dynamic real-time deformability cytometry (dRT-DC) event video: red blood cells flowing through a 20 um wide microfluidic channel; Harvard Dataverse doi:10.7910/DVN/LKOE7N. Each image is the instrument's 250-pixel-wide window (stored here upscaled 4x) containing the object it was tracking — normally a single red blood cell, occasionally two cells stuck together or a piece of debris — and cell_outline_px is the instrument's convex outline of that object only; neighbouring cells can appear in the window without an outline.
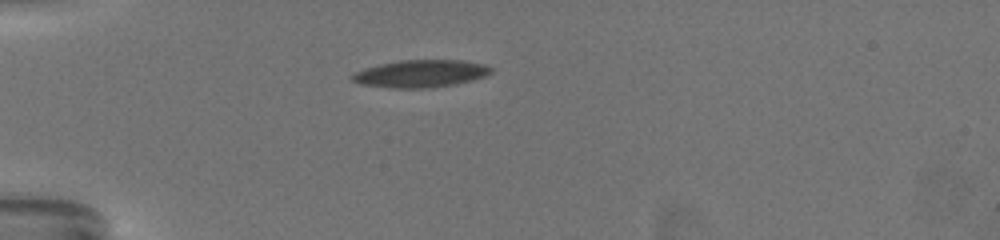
{"species": "common noctule bat (a hibernating species)", "species_latin": "Nyctalus noctula", "temperature_condition": "warm", "stored_images_in_passage": 40, "segment_of_instrument_passage": [1, 2], "camera_frame_rate_fps": 3000, "um_per_image_px": 0.085, "animal": {"sex": "female", "body_mass_g": 19.5, "forearm_length_mm": 54.1}, "frame": {"image": 1, "passage_image": 1, "time_ms": 0.0, "image_size_px": [1000, 240], "cell_outline_px": [[492, 72], [484, 76], [452, 84], [424, 88], [396, 88], [364, 84], [352, 80], [352, 76], [356, 72], [380, 64], [400, 60], [460, 60], [480, 64], [492, 68]], "centroid_in_image_um": [35.75, 6.25], "position_along_channel_um": 49.2, "area_um2": 21.39}}
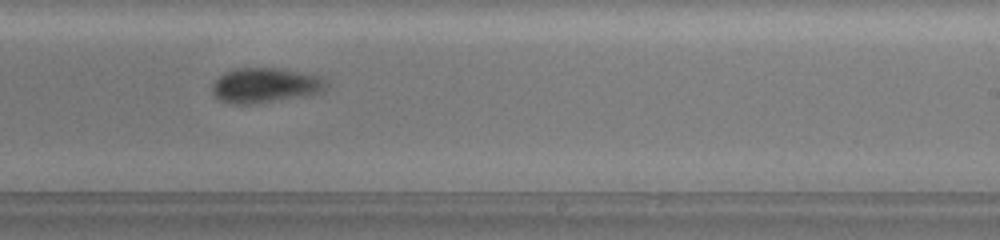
{"frame": {"image": 2, "passage_image": 23, "time_ms": 7.333, "image_size_px": [1000, 240], "cell_outline_px": [[324, 84], [316, 92], [268, 100], [240, 104], [232, 104], [220, 100], [212, 92], [212, 88], [216, 80], [220, 76], [236, 68], [276, 68], [300, 72], [320, 76], [324, 80]], "centroid_in_image_um": [22.42, 7.21], "position_along_channel_um": 266.6, "area_um2": 21.68}}
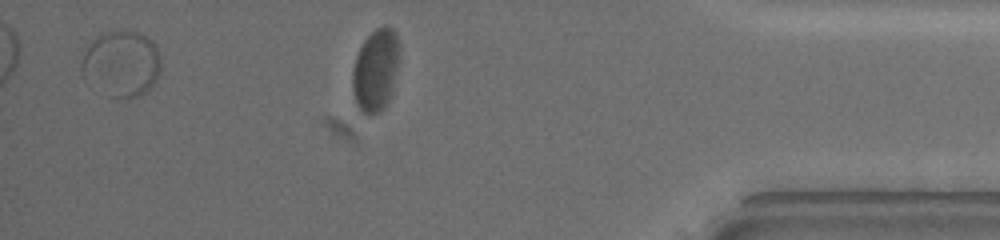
{"frame": {"image": 3, "passage_image": 38, "time_ms": 12.333, "image_size_px": [1000, 240], "cell_outline_px": [[160, 68], [152, 84], [144, 92], [136, 96], [116, 96], [84, 80], [80, 72], [80, 64], [84, 52], [92, 40], [100, 32], [128, 28], [140, 32], [152, 40], [156, 48], [160, 60]], "centroid_in_image_um": [10.28, 5.3], "position_along_channel_um": 424.9, "area_um2": 30.29}}